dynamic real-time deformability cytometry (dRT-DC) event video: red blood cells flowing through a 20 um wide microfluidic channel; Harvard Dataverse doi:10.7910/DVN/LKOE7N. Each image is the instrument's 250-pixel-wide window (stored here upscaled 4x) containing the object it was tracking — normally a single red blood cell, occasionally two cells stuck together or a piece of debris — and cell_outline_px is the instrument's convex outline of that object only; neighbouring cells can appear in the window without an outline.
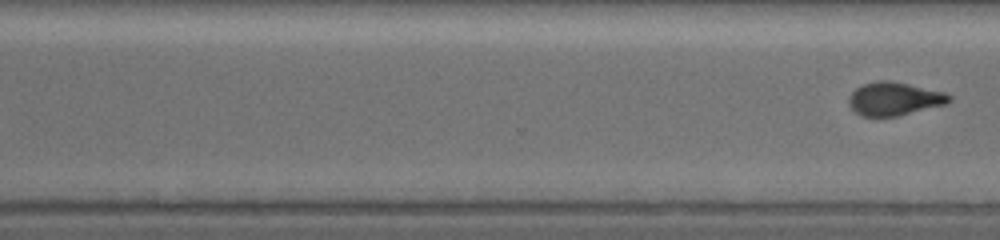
{"species": "common noctule bat (a hibernating species)", "species_latin": "Nyctalus noctula", "temperature_condition": "warm", "stored_images_in_passage": 23, "camera_frame_rate_fps": 3000, "um_per_image_px": 0.085, "animal": {"sex": "female", "body_mass_g": 19.5, "forearm_length_mm": 54.1}, "frame": {"image": 1, "passage_image": 23, "time_ms": 12.0, "image_size_px": [1000, 240], "cell_outline_px": [[952, 100], [944, 104], [896, 116], [876, 120], [860, 116], [848, 104], [848, 96], [856, 88], [864, 84], [880, 80], [884, 80], [908, 84], [944, 92], [952, 96]], "centroid_in_image_um": [75.94, 8.44], "position_along_channel_um": 294.7, "area_um2": 19.65}}